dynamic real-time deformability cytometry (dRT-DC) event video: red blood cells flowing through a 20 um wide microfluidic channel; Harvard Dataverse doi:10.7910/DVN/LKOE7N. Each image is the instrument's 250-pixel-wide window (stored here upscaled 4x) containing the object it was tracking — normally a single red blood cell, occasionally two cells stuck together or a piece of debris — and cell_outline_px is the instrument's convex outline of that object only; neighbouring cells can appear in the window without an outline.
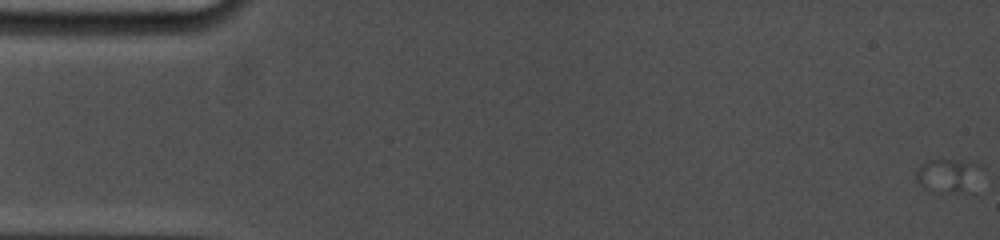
{"species": "common noctule bat (a hibernating species)", "species_latin": "Nyctalus noctula", "temperature_condition": "cold", "stored_images_in_passage": 3, "camera_frame_rate_fps": 5000, "um_per_image_px": 0.085, "animal": {"sex": "female", "body_mass_g": 19.0, "forearm_length_mm": 53.3}, "frame": {"image": 1, "passage_image": 1, "time_ms": 0.0, "image_size_px": [1000, 240], "cell_outline_px": [[968, 192], [936, 192], [924, 188], [916, 180], [916, 172], [920, 164], [928, 160], [940, 156], [964, 164], [968, 168]], "centroid_in_image_um": [80.17, 14.92], "position_along_channel_um": 4.8, "area_um2": 11.04}}